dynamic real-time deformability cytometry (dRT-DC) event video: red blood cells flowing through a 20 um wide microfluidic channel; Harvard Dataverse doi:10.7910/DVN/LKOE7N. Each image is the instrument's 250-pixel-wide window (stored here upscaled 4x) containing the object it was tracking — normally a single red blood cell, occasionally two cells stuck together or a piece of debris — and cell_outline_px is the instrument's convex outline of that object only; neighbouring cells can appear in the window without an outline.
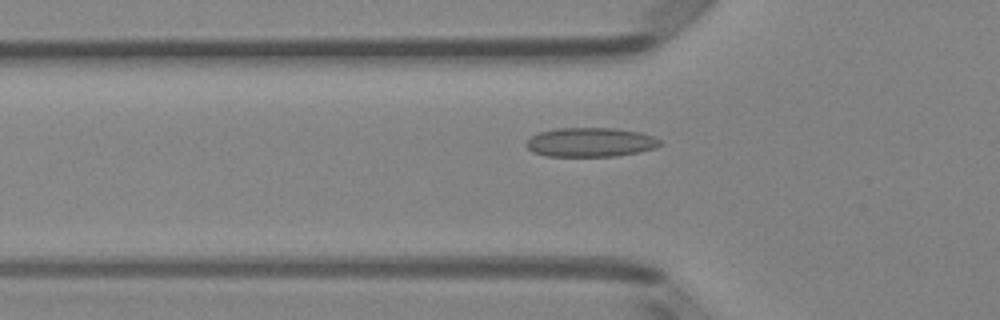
{"species": "Egyptian fruit bat (a non-hibernating species)", "species_latin": "Rousettus aegyptiacus", "temperature_condition": "room temperature", "stored_images_in_passage": 4, "camera_frame_rate_fps": 3000, "um_per_image_px": 0.085, "animal": {"sex": "female"}, "frame": {"image": 1, "passage_image": 4, "time_ms": 1.0, "image_size_px": [1000, 320], "cell_outline_px": [[664, 144], [656, 148], [640, 152], [616, 156], [544, 156], [532, 152], [524, 144], [532, 136], [540, 132], [556, 128], [612, 128], [640, 132], [652, 136], [660, 140]], "centroid_in_image_um": [50.2, 12.1], "position_along_channel_um": 75.6, "area_um2": 22.89}}